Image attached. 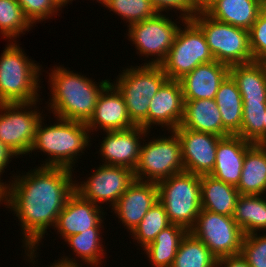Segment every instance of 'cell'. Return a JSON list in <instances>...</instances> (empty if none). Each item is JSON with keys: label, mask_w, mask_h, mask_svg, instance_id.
<instances>
[{"label": "cell", "mask_w": 266, "mask_h": 267, "mask_svg": "<svg viewBox=\"0 0 266 267\" xmlns=\"http://www.w3.org/2000/svg\"><path fill=\"white\" fill-rule=\"evenodd\" d=\"M51 71L48 73L51 88L49 111H52L54 117L86 123L95 110L99 95L110 80L105 79L96 84L92 79L61 65Z\"/></svg>", "instance_id": "7a4b0ae2"}, {"label": "cell", "mask_w": 266, "mask_h": 267, "mask_svg": "<svg viewBox=\"0 0 266 267\" xmlns=\"http://www.w3.org/2000/svg\"><path fill=\"white\" fill-rule=\"evenodd\" d=\"M236 188L240 195H266L265 144H253L246 151L241 179Z\"/></svg>", "instance_id": "d4e9b609"}, {"label": "cell", "mask_w": 266, "mask_h": 267, "mask_svg": "<svg viewBox=\"0 0 266 267\" xmlns=\"http://www.w3.org/2000/svg\"><path fill=\"white\" fill-rule=\"evenodd\" d=\"M33 26L17 0H0V33L4 38L14 41Z\"/></svg>", "instance_id": "d6a6232c"}, {"label": "cell", "mask_w": 266, "mask_h": 267, "mask_svg": "<svg viewBox=\"0 0 266 267\" xmlns=\"http://www.w3.org/2000/svg\"><path fill=\"white\" fill-rule=\"evenodd\" d=\"M229 75L236 82L243 103H266V69L262 62L232 65Z\"/></svg>", "instance_id": "cb8c5ba5"}, {"label": "cell", "mask_w": 266, "mask_h": 267, "mask_svg": "<svg viewBox=\"0 0 266 267\" xmlns=\"http://www.w3.org/2000/svg\"><path fill=\"white\" fill-rule=\"evenodd\" d=\"M157 186L158 200L169 222L189 231L201 211V176L183 171L158 182Z\"/></svg>", "instance_id": "8992f818"}, {"label": "cell", "mask_w": 266, "mask_h": 267, "mask_svg": "<svg viewBox=\"0 0 266 267\" xmlns=\"http://www.w3.org/2000/svg\"><path fill=\"white\" fill-rule=\"evenodd\" d=\"M17 2L32 25L51 18L65 6L61 0H17Z\"/></svg>", "instance_id": "d590c367"}, {"label": "cell", "mask_w": 266, "mask_h": 267, "mask_svg": "<svg viewBox=\"0 0 266 267\" xmlns=\"http://www.w3.org/2000/svg\"><path fill=\"white\" fill-rule=\"evenodd\" d=\"M104 7L126 20L128 26L157 14L150 0H109Z\"/></svg>", "instance_id": "e575fe53"}, {"label": "cell", "mask_w": 266, "mask_h": 267, "mask_svg": "<svg viewBox=\"0 0 266 267\" xmlns=\"http://www.w3.org/2000/svg\"><path fill=\"white\" fill-rule=\"evenodd\" d=\"M204 12L219 22L249 31L261 12L260 0H215Z\"/></svg>", "instance_id": "603a6c76"}, {"label": "cell", "mask_w": 266, "mask_h": 267, "mask_svg": "<svg viewBox=\"0 0 266 267\" xmlns=\"http://www.w3.org/2000/svg\"><path fill=\"white\" fill-rule=\"evenodd\" d=\"M170 134L141 144L138 164L133 171L136 180L158 183L185 171L179 137L175 131Z\"/></svg>", "instance_id": "ba28073f"}, {"label": "cell", "mask_w": 266, "mask_h": 267, "mask_svg": "<svg viewBox=\"0 0 266 267\" xmlns=\"http://www.w3.org/2000/svg\"><path fill=\"white\" fill-rule=\"evenodd\" d=\"M188 230L178 224L163 229L143 251L153 267H172L182 238Z\"/></svg>", "instance_id": "83f0119b"}, {"label": "cell", "mask_w": 266, "mask_h": 267, "mask_svg": "<svg viewBox=\"0 0 266 267\" xmlns=\"http://www.w3.org/2000/svg\"><path fill=\"white\" fill-rule=\"evenodd\" d=\"M85 124L90 133L97 132L96 129L99 128L106 132L122 131L136 126L129 118L123 96L112 82L99 95L95 110Z\"/></svg>", "instance_id": "ac0fdd59"}, {"label": "cell", "mask_w": 266, "mask_h": 267, "mask_svg": "<svg viewBox=\"0 0 266 267\" xmlns=\"http://www.w3.org/2000/svg\"><path fill=\"white\" fill-rule=\"evenodd\" d=\"M62 257H63L62 259H58V261H56L49 267H82L81 263L80 264L78 263L79 260H75V257L74 259L73 258L71 259L67 256H62Z\"/></svg>", "instance_id": "b9f144b4"}, {"label": "cell", "mask_w": 266, "mask_h": 267, "mask_svg": "<svg viewBox=\"0 0 266 267\" xmlns=\"http://www.w3.org/2000/svg\"><path fill=\"white\" fill-rule=\"evenodd\" d=\"M266 69V58H264L262 61H261Z\"/></svg>", "instance_id": "c3c4849f"}, {"label": "cell", "mask_w": 266, "mask_h": 267, "mask_svg": "<svg viewBox=\"0 0 266 267\" xmlns=\"http://www.w3.org/2000/svg\"><path fill=\"white\" fill-rule=\"evenodd\" d=\"M128 27L127 36L138 50L137 53L148 58L154 56L151 61L149 59L147 63L144 62V65H161L172 47L180 26L162 13Z\"/></svg>", "instance_id": "7c38bea8"}, {"label": "cell", "mask_w": 266, "mask_h": 267, "mask_svg": "<svg viewBox=\"0 0 266 267\" xmlns=\"http://www.w3.org/2000/svg\"><path fill=\"white\" fill-rule=\"evenodd\" d=\"M43 118L39 121L32 151L40 150L48 154V158L41 166L66 167L73 169L77 156L84 153L91 141L89 129L84 122L66 120L57 117L53 125H42ZM89 133V134H88Z\"/></svg>", "instance_id": "3957f363"}, {"label": "cell", "mask_w": 266, "mask_h": 267, "mask_svg": "<svg viewBox=\"0 0 266 267\" xmlns=\"http://www.w3.org/2000/svg\"><path fill=\"white\" fill-rule=\"evenodd\" d=\"M261 13L266 15V0H260Z\"/></svg>", "instance_id": "ee69618b"}, {"label": "cell", "mask_w": 266, "mask_h": 267, "mask_svg": "<svg viewBox=\"0 0 266 267\" xmlns=\"http://www.w3.org/2000/svg\"><path fill=\"white\" fill-rule=\"evenodd\" d=\"M105 134L99 150L103 162L105 160L103 164L125 166L134 171L139 160L142 137H147L149 131L135 126L122 131H106Z\"/></svg>", "instance_id": "9a60e30c"}, {"label": "cell", "mask_w": 266, "mask_h": 267, "mask_svg": "<svg viewBox=\"0 0 266 267\" xmlns=\"http://www.w3.org/2000/svg\"><path fill=\"white\" fill-rule=\"evenodd\" d=\"M172 267H217V258L188 231L180 242Z\"/></svg>", "instance_id": "f546056e"}, {"label": "cell", "mask_w": 266, "mask_h": 267, "mask_svg": "<svg viewBox=\"0 0 266 267\" xmlns=\"http://www.w3.org/2000/svg\"><path fill=\"white\" fill-rule=\"evenodd\" d=\"M74 170L39 166L26 172V175H13L14 181H7L9 183L2 190V203L14 211L19 219L23 234L22 247H25L28 262L33 265L36 262L34 258H37V247L47 229L55 227L59 213L75 192L76 180L72 178Z\"/></svg>", "instance_id": "6da1fadb"}, {"label": "cell", "mask_w": 266, "mask_h": 267, "mask_svg": "<svg viewBox=\"0 0 266 267\" xmlns=\"http://www.w3.org/2000/svg\"><path fill=\"white\" fill-rule=\"evenodd\" d=\"M265 198L262 195H240L238 197L233 219L242 229L244 235L266 230Z\"/></svg>", "instance_id": "f1b7e54d"}, {"label": "cell", "mask_w": 266, "mask_h": 267, "mask_svg": "<svg viewBox=\"0 0 266 267\" xmlns=\"http://www.w3.org/2000/svg\"><path fill=\"white\" fill-rule=\"evenodd\" d=\"M134 180L133 170L125 166L102 164L97 170L95 169L86 182L85 180L75 182V192L97 206L106 202L111 203L110 206L113 208Z\"/></svg>", "instance_id": "4fadbf2b"}, {"label": "cell", "mask_w": 266, "mask_h": 267, "mask_svg": "<svg viewBox=\"0 0 266 267\" xmlns=\"http://www.w3.org/2000/svg\"><path fill=\"white\" fill-rule=\"evenodd\" d=\"M158 201L157 183L134 180L112 208L120 222L130 230L139 225L148 210Z\"/></svg>", "instance_id": "d6986e66"}, {"label": "cell", "mask_w": 266, "mask_h": 267, "mask_svg": "<svg viewBox=\"0 0 266 267\" xmlns=\"http://www.w3.org/2000/svg\"><path fill=\"white\" fill-rule=\"evenodd\" d=\"M261 235L259 232L244 236L240 254L250 267H266V234Z\"/></svg>", "instance_id": "8d00e7d4"}, {"label": "cell", "mask_w": 266, "mask_h": 267, "mask_svg": "<svg viewBox=\"0 0 266 267\" xmlns=\"http://www.w3.org/2000/svg\"><path fill=\"white\" fill-rule=\"evenodd\" d=\"M215 0H196L199 11H204Z\"/></svg>", "instance_id": "7bdbcfd3"}, {"label": "cell", "mask_w": 266, "mask_h": 267, "mask_svg": "<svg viewBox=\"0 0 266 267\" xmlns=\"http://www.w3.org/2000/svg\"><path fill=\"white\" fill-rule=\"evenodd\" d=\"M215 101L222 116L223 127L231 135H238L242 123L243 100L236 82L230 75L221 83Z\"/></svg>", "instance_id": "4316f807"}, {"label": "cell", "mask_w": 266, "mask_h": 267, "mask_svg": "<svg viewBox=\"0 0 266 267\" xmlns=\"http://www.w3.org/2000/svg\"><path fill=\"white\" fill-rule=\"evenodd\" d=\"M72 2L73 0H61V2L66 6L69 2Z\"/></svg>", "instance_id": "7dc6e473"}, {"label": "cell", "mask_w": 266, "mask_h": 267, "mask_svg": "<svg viewBox=\"0 0 266 267\" xmlns=\"http://www.w3.org/2000/svg\"><path fill=\"white\" fill-rule=\"evenodd\" d=\"M189 231L201 240L217 259L240 254L245 236L233 216L205 209H201L195 225Z\"/></svg>", "instance_id": "8fae6325"}, {"label": "cell", "mask_w": 266, "mask_h": 267, "mask_svg": "<svg viewBox=\"0 0 266 267\" xmlns=\"http://www.w3.org/2000/svg\"><path fill=\"white\" fill-rule=\"evenodd\" d=\"M15 42L10 41L0 56V104L39 101L41 66Z\"/></svg>", "instance_id": "277c9868"}, {"label": "cell", "mask_w": 266, "mask_h": 267, "mask_svg": "<svg viewBox=\"0 0 266 267\" xmlns=\"http://www.w3.org/2000/svg\"><path fill=\"white\" fill-rule=\"evenodd\" d=\"M170 224L166 210L163 204L158 200L148 210L131 235L137 240V243L139 244L138 246H141L142 249H144Z\"/></svg>", "instance_id": "1f68e13d"}, {"label": "cell", "mask_w": 266, "mask_h": 267, "mask_svg": "<svg viewBox=\"0 0 266 267\" xmlns=\"http://www.w3.org/2000/svg\"><path fill=\"white\" fill-rule=\"evenodd\" d=\"M249 47L254 61L266 58V15L261 12L249 30Z\"/></svg>", "instance_id": "74e56055"}, {"label": "cell", "mask_w": 266, "mask_h": 267, "mask_svg": "<svg viewBox=\"0 0 266 267\" xmlns=\"http://www.w3.org/2000/svg\"><path fill=\"white\" fill-rule=\"evenodd\" d=\"M15 156V153L0 140V177L5 172L4 169H6L11 162V158ZM1 181L3 180L0 178V188L3 190L7 184Z\"/></svg>", "instance_id": "ab89813d"}, {"label": "cell", "mask_w": 266, "mask_h": 267, "mask_svg": "<svg viewBox=\"0 0 266 267\" xmlns=\"http://www.w3.org/2000/svg\"><path fill=\"white\" fill-rule=\"evenodd\" d=\"M264 144L266 145V112L264 118Z\"/></svg>", "instance_id": "f6af8a7d"}, {"label": "cell", "mask_w": 266, "mask_h": 267, "mask_svg": "<svg viewBox=\"0 0 266 267\" xmlns=\"http://www.w3.org/2000/svg\"><path fill=\"white\" fill-rule=\"evenodd\" d=\"M229 69L230 66L216 60L197 66L179 80L184 100L215 99Z\"/></svg>", "instance_id": "44dd1931"}, {"label": "cell", "mask_w": 266, "mask_h": 267, "mask_svg": "<svg viewBox=\"0 0 266 267\" xmlns=\"http://www.w3.org/2000/svg\"><path fill=\"white\" fill-rule=\"evenodd\" d=\"M126 68L112 83L125 100L129 118L148 131V109L151 99L168 79L160 65Z\"/></svg>", "instance_id": "5b68a950"}, {"label": "cell", "mask_w": 266, "mask_h": 267, "mask_svg": "<svg viewBox=\"0 0 266 267\" xmlns=\"http://www.w3.org/2000/svg\"><path fill=\"white\" fill-rule=\"evenodd\" d=\"M237 188L211 175H201V209L233 216L238 197Z\"/></svg>", "instance_id": "484cf974"}, {"label": "cell", "mask_w": 266, "mask_h": 267, "mask_svg": "<svg viewBox=\"0 0 266 267\" xmlns=\"http://www.w3.org/2000/svg\"><path fill=\"white\" fill-rule=\"evenodd\" d=\"M181 143V152L186 172L209 175L215 165L218 142L223 138L181 126L174 130Z\"/></svg>", "instance_id": "5bb4252c"}, {"label": "cell", "mask_w": 266, "mask_h": 267, "mask_svg": "<svg viewBox=\"0 0 266 267\" xmlns=\"http://www.w3.org/2000/svg\"><path fill=\"white\" fill-rule=\"evenodd\" d=\"M98 3H101L102 5L105 6V4L109 1V0H96Z\"/></svg>", "instance_id": "bcb514c9"}, {"label": "cell", "mask_w": 266, "mask_h": 267, "mask_svg": "<svg viewBox=\"0 0 266 267\" xmlns=\"http://www.w3.org/2000/svg\"><path fill=\"white\" fill-rule=\"evenodd\" d=\"M184 115V98L179 80L167 79L151 99L148 109V131L154 125L167 128L168 133L178 128ZM153 125V126H152Z\"/></svg>", "instance_id": "2e32d148"}, {"label": "cell", "mask_w": 266, "mask_h": 267, "mask_svg": "<svg viewBox=\"0 0 266 267\" xmlns=\"http://www.w3.org/2000/svg\"><path fill=\"white\" fill-rule=\"evenodd\" d=\"M38 102L0 104V140L17 158L30 154L37 125L44 118L37 111Z\"/></svg>", "instance_id": "30bf717a"}, {"label": "cell", "mask_w": 266, "mask_h": 267, "mask_svg": "<svg viewBox=\"0 0 266 267\" xmlns=\"http://www.w3.org/2000/svg\"><path fill=\"white\" fill-rule=\"evenodd\" d=\"M100 228H91V231H83L79 234H74L67 237L64 241L72 248L73 253H76V257L81 258L80 261L87 263L92 267L102 265L101 261L103 255L104 246L102 244V232Z\"/></svg>", "instance_id": "4dcf8cb0"}, {"label": "cell", "mask_w": 266, "mask_h": 267, "mask_svg": "<svg viewBox=\"0 0 266 267\" xmlns=\"http://www.w3.org/2000/svg\"><path fill=\"white\" fill-rule=\"evenodd\" d=\"M253 144L238 135L223 137L218 142L215 165L209 175L237 187L241 179L245 153Z\"/></svg>", "instance_id": "ffe728a7"}, {"label": "cell", "mask_w": 266, "mask_h": 267, "mask_svg": "<svg viewBox=\"0 0 266 267\" xmlns=\"http://www.w3.org/2000/svg\"><path fill=\"white\" fill-rule=\"evenodd\" d=\"M266 103H243V116L238 136L254 144H264Z\"/></svg>", "instance_id": "836d02e7"}, {"label": "cell", "mask_w": 266, "mask_h": 267, "mask_svg": "<svg viewBox=\"0 0 266 267\" xmlns=\"http://www.w3.org/2000/svg\"><path fill=\"white\" fill-rule=\"evenodd\" d=\"M217 267H250L241 254L217 259Z\"/></svg>", "instance_id": "60d3db41"}, {"label": "cell", "mask_w": 266, "mask_h": 267, "mask_svg": "<svg viewBox=\"0 0 266 267\" xmlns=\"http://www.w3.org/2000/svg\"><path fill=\"white\" fill-rule=\"evenodd\" d=\"M183 26L160 65L170 80H180L197 66L214 61L202 30L192 20H185Z\"/></svg>", "instance_id": "9c48e42d"}, {"label": "cell", "mask_w": 266, "mask_h": 267, "mask_svg": "<svg viewBox=\"0 0 266 267\" xmlns=\"http://www.w3.org/2000/svg\"><path fill=\"white\" fill-rule=\"evenodd\" d=\"M192 21L202 30L217 62L232 66L254 61L249 47V31L219 22L204 11H199Z\"/></svg>", "instance_id": "52a82bcc"}, {"label": "cell", "mask_w": 266, "mask_h": 267, "mask_svg": "<svg viewBox=\"0 0 266 267\" xmlns=\"http://www.w3.org/2000/svg\"><path fill=\"white\" fill-rule=\"evenodd\" d=\"M102 210V206H97L74 192L59 213L54 229L65 240L71 235L91 231V228H101V226L103 228L102 218L106 212Z\"/></svg>", "instance_id": "e0dca14e"}, {"label": "cell", "mask_w": 266, "mask_h": 267, "mask_svg": "<svg viewBox=\"0 0 266 267\" xmlns=\"http://www.w3.org/2000/svg\"><path fill=\"white\" fill-rule=\"evenodd\" d=\"M181 127L220 137L231 134L223 127L222 116L215 99L184 100Z\"/></svg>", "instance_id": "7402d4cb"}, {"label": "cell", "mask_w": 266, "mask_h": 267, "mask_svg": "<svg viewBox=\"0 0 266 267\" xmlns=\"http://www.w3.org/2000/svg\"><path fill=\"white\" fill-rule=\"evenodd\" d=\"M153 8L157 14H162V11L176 9L180 11L178 17L184 23L185 20H192L193 17L199 12L196 0H150Z\"/></svg>", "instance_id": "f35d334b"}]
</instances>
